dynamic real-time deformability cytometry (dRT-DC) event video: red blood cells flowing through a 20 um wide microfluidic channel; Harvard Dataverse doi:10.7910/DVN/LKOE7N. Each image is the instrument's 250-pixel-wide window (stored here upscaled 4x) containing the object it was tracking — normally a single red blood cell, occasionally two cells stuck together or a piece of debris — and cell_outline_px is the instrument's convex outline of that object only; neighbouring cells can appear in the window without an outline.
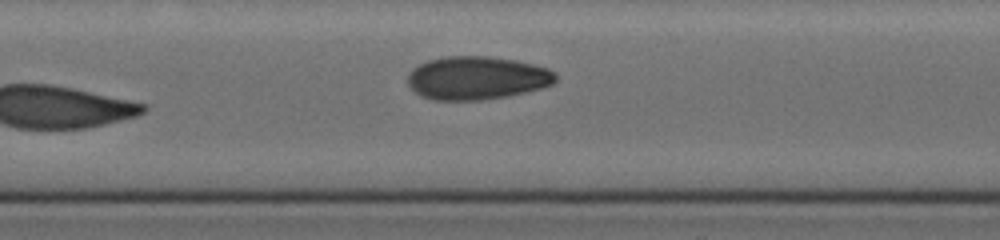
{"species": "human", "species_latin": "Homo sapiens", "temperature_condition": "cold", "stored_images_in_passage": 24, "camera_frame_rate_fps": 3000, "um_per_image_px": 0.085, "donor": {"sex": "female"}, "frame": {"image": 1, "passage_image": 24, "time_ms": 7.667, "image_size_px": [1000, 240], "cell_outline_px": [[556, 80], [552, 84], [540, 88], [508, 96], [480, 100], [432, 100], [420, 96], [408, 84], [408, 72], [412, 68], [428, 60], [448, 56], [488, 56], [516, 60], [548, 68], [556, 72]], "centroid_in_image_um": [40.52, 6.62], "position_along_channel_um": 166.9, "area_um2": 37.34}}